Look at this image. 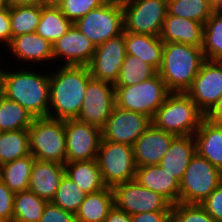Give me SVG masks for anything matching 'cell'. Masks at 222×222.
Returning a JSON list of instances; mask_svg holds the SVG:
<instances>
[{
    "mask_svg": "<svg viewBox=\"0 0 222 222\" xmlns=\"http://www.w3.org/2000/svg\"><path fill=\"white\" fill-rule=\"evenodd\" d=\"M9 65L10 62L5 61V69L2 72L1 94L7 99L19 103L33 117L48 116L50 100L49 68L44 67L43 70L46 69L47 71H42V67L39 70L34 66L32 68Z\"/></svg>",
    "mask_w": 222,
    "mask_h": 222,
    "instance_id": "obj_1",
    "label": "cell"
},
{
    "mask_svg": "<svg viewBox=\"0 0 222 222\" xmlns=\"http://www.w3.org/2000/svg\"><path fill=\"white\" fill-rule=\"evenodd\" d=\"M53 67L49 69L48 117L59 120L77 119L88 81L92 78L88 66L54 65Z\"/></svg>",
    "mask_w": 222,
    "mask_h": 222,
    "instance_id": "obj_2",
    "label": "cell"
},
{
    "mask_svg": "<svg viewBox=\"0 0 222 222\" xmlns=\"http://www.w3.org/2000/svg\"><path fill=\"white\" fill-rule=\"evenodd\" d=\"M205 60L200 47L177 42L164 43L158 75L170 92L186 93Z\"/></svg>",
    "mask_w": 222,
    "mask_h": 222,
    "instance_id": "obj_3",
    "label": "cell"
},
{
    "mask_svg": "<svg viewBox=\"0 0 222 222\" xmlns=\"http://www.w3.org/2000/svg\"><path fill=\"white\" fill-rule=\"evenodd\" d=\"M204 113L192 99L182 92H171L155 112L151 123L165 132L176 136L194 135Z\"/></svg>",
    "mask_w": 222,
    "mask_h": 222,
    "instance_id": "obj_4",
    "label": "cell"
},
{
    "mask_svg": "<svg viewBox=\"0 0 222 222\" xmlns=\"http://www.w3.org/2000/svg\"><path fill=\"white\" fill-rule=\"evenodd\" d=\"M30 153L35 159L66 163V135L64 120L34 117L28 129Z\"/></svg>",
    "mask_w": 222,
    "mask_h": 222,
    "instance_id": "obj_5",
    "label": "cell"
},
{
    "mask_svg": "<svg viewBox=\"0 0 222 222\" xmlns=\"http://www.w3.org/2000/svg\"><path fill=\"white\" fill-rule=\"evenodd\" d=\"M114 87L115 106L123 110L142 113L150 119L171 93L158 73L135 85Z\"/></svg>",
    "mask_w": 222,
    "mask_h": 222,
    "instance_id": "obj_6",
    "label": "cell"
},
{
    "mask_svg": "<svg viewBox=\"0 0 222 222\" xmlns=\"http://www.w3.org/2000/svg\"><path fill=\"white\" fill-rule=\"evenodd\" d=\"M73 24L95 46L118 37L124 31V12L121 1L108 0L102 6L90 10Z\"/></svg>",
    "mask_w": 222,
    "mask_h": 222,
    "instance_id": "obj_7",
    "label": "cell"
},
{
    "mask_svg": "<svg viewBox=\"0 0 222 222\" xmlns=\"http://www.w3.org/2000/svg\"><path fill=\"white\" fill-rule=\"evenodd\" d=\"M222 182V171L195 154L180 182L179 202L201 204Z\"/></svg>",
    "mask_w": 222,
    "mask_h": 222,
    "instance_id": "obj_8",
    "label": "cell"
},
{
    "mask_svg": "<svg viewBox=\"0 0 222 222\" xmlns=\"http://www.w3.org/2000/svg\"><path fill=\"white\" fill-rule=\"evenodd\" d=\"M96 161L107 187L134 180L137 165L133 146L101 139Z\"/></svg>",
    "mask_w": 222,
    "mask_h": 222,
    "instance_id": "obj_9",
    "label": "cell"
},
{
    "mask_svg": "<svg viewBox=\"0 0 222 222\" xmlns=\"http://www.w3.org/2000/svg\"><path fill=\"white\" fill-rule=\"evenodd\" d=\"M124 31L159 36L167 14V0H120Z\"/></svg>",
    "mask_w": 222,
    "mask_h": 222,
    "instance_id": "obj_10",
    "label": "cell"
},
{
    "mask_svg": "<svg viewBox=\"0 0 222 222\" xmlns=\"http://www.w3.org/2000/svg\"><path fill=\"white\" fill-rule=\"evenodd\" d=\"M112 190L114 205L130 216L143 212L172 211V205L164 197L135 180L118 184Z\"/></svg>",
    "mask_w": 222,
    "mask_h": 222,
    "instance_id": "obj_11",
    "label": "cell"
},
{
    "mask_svg": "<svg viewBox=\"0 0 222 222\" xmlns=\"http://www.w3.org/2000/svg\"><path fill=\"white\" fill-rule=\"evenodd\" d=\"M115 106L112 83L91 78L77 120L102 129Z\"/></svg>",
    "mask_w": 222,
    "mask_h": 222,
    "instance_id": "obj_12",
    "label": "cell"
},
{
    "mask_svg": "<svg viewBox=\"0 0 222 222\" xmlns=\"http://www.w3.org/2000/svg\"><path fill=\"white\" fill-rule=\"evenodd\" d=\"M3 50V53L6 50L5 55H7L6 53L8 52V54L11 55L9 57H6L7 62L8 59L12 57V60H14V62L19 63L16 64L13 62V65L15 64V66H20L21 63V66L29 65V67L34 66L38 67L39 69L46 65V68L49 67V69L51 68V66H54L52 44L38 35L36 32L21 34L16 37H12L10 43Z\"/></svg>",
    "mask_w": 222,
    "mask_h": 222,
    "instance_id": "obj_13",
    "label": "cell"
},
{
    "mask_svg": "<svg viewBox=\"0 0 222 222\" xmlns=\"http://www.w3.org/2000/svg\"><path fill=\"white\" fill-rule=\"evenodd\" d=\"M66 163L96 159L102 139L101 129L77 119L64 120Z\"/></svg>",
    "mask_w": 222,
    "mask_h": 222,
    "instance_id": "obj_14",
    "label": "cell"
},
{
    "mask_svg": "<svg viewBox=\"0 0 222 222\" xmlns=\"http://www.w3.org/2000/svg\"><path fill=\"white\" fill-rule=\"evenodd\" d=\"M150 124L151 119L146 115L114 106L101 129L102 139L133 146Z\"/></svg>",
    "mask_w": 222,
    "mask_h": 222,
    "instance_id": "obj_15",
    "label": "cell"
},
{
    "mask_svg": "<svg viewBox=\"0 0 222 222\" xmlns=\"http://www.w3.org/2000/svg\"><path fill=\"white\" fill-rule=\"evenodd\" d=\"M186 94L205 114L222 97V63L205 60Z\"/></svg>",
    "mask_w": 222,
    "mask_h": 222,
    "instance_id": "obj_16",
    "label": "cell"
},
{
    "mask_svg": "<svg viewBox=\"0 0 222 222\" xmlns=\"http://www.w3.org/2000/svg\"><path fill=\"white\" fill-rule=\"evenodd\" d=\"M126 56L124 31L118 37L112 38L96 46L94 55L87 65L92 78L116 83L120 68Z\"/></svg>",
    "mask_w": 222,
    "mask_h": 222,
    "instance_id": "obj_17",
    "label": "cell"
},
{
    "mask_svg": "<svg viewBox=\"0 0 222 222\" xmlns=\"http://www.w3.org/2000/svg\"><path fill=\"white\" fill-rule=\"evenodd\" d=\"M52 47L54 65L73 66H87L96 49L90 39L80 32L74 24L52 44Z\"/></svg>",
    "mask_w": 222,
    "mask_h": 222,
    "instance_id": "obj_18",
    "label": "cell"
},
{
    "mask_svg": "<svg viewBox=\"0 0 222 222\" xmlns=\"http://www.w3.org/2000/svg\"><path fill=\"white\" fill-rule=\"evenodd\" d=\"M175 137L151 123L133 144L137 167L158 165Z\"/></svg>",
    "mask_w": 222,
    "mask_h": 222,
    "instance_id": "obj_19",
    "label": "cell"
},
{
    "mask_svg": "<svg viewBox=\"0 0 222 222\" xmlns=\"http://www.w3.org/2000/svg\"><path fill=\"white\" fill-rule=\"evenodd\" d=\"M204 25L198 21L166 14L159 37L164 43L203 46Z\"/></svg>",
    "mask_w": 222,
    "mask_h": 222,
    "instance_id": "obj_20",
    "label": "cell"
},
{
    "mask_svg": "<svg viewBox=\"0 0 222 222\" xmlns=\"http://www.w3.org/2000/svg\"><path fill=\"white\" fill-rule=\"evenodd\" d=\"M134 180L160 194L171 205L179 202L180 183L159 165L137 167Z\"/></svg>",
    "mask_w": 222,
    "mask_h": 222,
    "instance_id": "obj_21",
    "label": "cell"
},
{
    "mask_svg": "<svg viewBox=\"0 0 222 222\" xmlns=\"http://www.w3.org/2000/svg\"><path fill=\"white\" fill-rule=\"evenodd\" d=\"M64 174L63 164L35 159L28 190L50 202Z\"/></svg>",
    "mask_w": 222,
    "mask_h": 222,
    "instance_id": "obj_22",
    "label": "cell"
},
{
    "mask_svg": "<svg viewBox=\"0 0 222 222\" xmlns=\"http://www.w3.org/2000/svg\"><path fill=\"white\" fill-rule=\"evenodd\" d=\"M195 154L196 145L193 135L176 136L158 165L180 183Z\"/></svg>",
    "mask_w": 222,
    "mask_h": 222,
    "instance_id": "obj_23",
    "label": "cell"
},
{
    "mask_svg": "<svg viewBox=\"0 0 222 222\" xmlns=\"http://www.w3.org/2000/svg\"><path fill=\"white\" fill-rule=\"evenodd\" d=\"M193 137L196 153L222 171V124L204 118Z\"/></svg>",
    "mask_w": 222,
    "mask_h": 222,
    "instance_id": "obj_24",
    "label": "cell"
},
{
    "mask_svg": "<svg viewBox=\"0 0 222 222\" xmlns=\"http://www.w3.org/2000/svg\"><path fill=\"white\" fill-rule=\"evenodd\" d=\"M126 54L141 58L157 71L161 66L164 42L159 36L124 31Z\"/></svg>",
    "mask_w": 222,
    "mask_h": 222,
    "instance_id": "obj_25",
    "label": "cell"
},
{
    "mask_svg": "<svg viewBox=\"0 0 222 222\" xmlns=\"http://www.w3.org/2000/svg\"><path fill=\"white\" fill-rule=\"evenodd\" d=\"M64 166L65 174L86 194L98 192L107 187L96 159L67 162Z\"/></svg>",
    "mask_w": 222,
    "mask_h": 222,
    "instance_id": "obj_26",
    "label": "cell"
},
{
    "mask_svg": "<svg viewBox=\"0 0 222 222\" xmlns=\"http://www.w3.org/2000/svg\"><path fill=\"white\" fill-rule=\"evenodd\" d=\"M114 206V194L110 187L89 193L75 214L77 222H104Z\"/></svg>",
    "mask_w": 222,
    "mask_h": 222,
    "instance_id": "obj_27",
    "label": "cell"
},
{
    "mask_svg": "<svg viewBox=\"0 0 222 222\" xmlns=\"http://www.w3.org/2000/svg\"><path fill=\"white\" fill-rule=\"evenodd\" d=\"M35 158L32 154L0 166V179L14 193L28 190Z\"/></svg>",
    "mask_w": 222,
    "mask_h": 222,
    "instance_id": "obj_28",
    "label": "cell"
},
{
    "mask_svg": "<svg viewBox=\"0 0 222 222\" xmlns=\"http://www.w3.org/2000/svg\"><path fill=\"white\" fill-rule=\"evenodd\" d=\"M48 202L30 190L16 192L12 222H40Z\"/></svg>",
    "mask_w": 222,
    "mask_h": 222,
    "instance_id": "obj_29",
    "label": "cell"
},
{
    "mask_svg": "<svg viewBox=\"0 0 222 222\" xmlns=\"http://www.w3.org/2000/svg\"><path fill=\"white\" fill-rule=\"evenodd\" d=\"M73 25L59 7L42 6L40 22L36 33L51 44L61 38Z\"/></svg>",
    "mask_w": 222,
    "mask_h": 222,
    "instance_id": "obj_30",
    "label": "cell"
},
{
    "mask_svg": "<svg viewBox=\"0 0 222 222\" xmlns=\"http://www.w3.org/2000/svg\"><path fill=\"white\" fill-rule=\"evenodd\" d=\"M34 117L19 103L0 93V131L28 130Z\"/></svg>",
    "mask_w": 222,
    "mask_h": 222,
    "instance_id": "obj_31",
    "label": "cell"
},
{
    "mask_svg": "<svg viewBox=\"0 0 222 222\" xmlns=\"http://www.w3.org/2000/svg\"><path fill=\"white\" fill-rule=\"evenodd\" d=\"M30 154L28 130L1 132L0 166Z\"/></svg>",
    "mask_w": 222,
    "mask_h": 222,
    "instance_id": "obj_32",
    "label": "cell"
},
{
    "mask_svg": "<svg viewBox=\"0 0 222 222\" xmlns=\"http://www.w3.org/2000/svg\"><path fill=\"white\" fill-rule=\"evenodd\" d=\"M213 11L212 0H167V14L198 21L203 25Z\"/></svg>",
    "mask_w": 222,
    "mask_h": 222,
    "instance_id": "obj_33",
    "label": "cell"
},
{
    "mask_svg": "<svg viewBox=\"0 0 222 222\" xmlns=\"http://www.w3.org/2000/svg\"><path fill=\"white\" fill-rule=\"evenodd\" d=\"M202 51L206 60L222 58V9H214L204 24Z\"/></svg>",
    "mask_w": 222,
    "mask_h": 222,
    "instance_id": "obj_34",
    "label": "cell"
},
{
    "mask_svg": "<svg viewBox=\"0 0 222 222\" xmlns=\"http://www.w3.org/2000/svg\"><path fill=\"white\" fill-rule=\"evenodd\" d=\"M157 73L158 71L154 67L141 58L126 54L114 86L135 85L154 77Z\"/></svg>",
    "mask_w": 222,
    "mask_h": 222,
    "instance_id": "obj_35",
    "label": "cell"
},
{
    "mask_svg": "<svg viewBox=\"0 0 222 222\" xmlns=\"http://www.w3.org/2000/svg\"><path fill=\"white\" fill-rule=\"evenodd\" d=\"M42 5L10 7V26L12 37L36 32L40 22Z\"/></svg>",
    "mask_w": 222,
    "mask_h": 222,
    "instance_id": "obj_36",
    "label": "cell"
},
{
    "mask_svg": "<svg viewBox=\"0 0 222 222\" xmlns=\"http://www.w3.org/2000/svg\"><path fill=\"white\" fill-rule=\"evenodd\" d=\"M86 195L74 181L64 174L51 202L75 215Z\"/></svg>",
    "mask_w": 222,
    "mask_h": 222,
    "instance_id": "obj_37",
    "label": "cell"
},
{
    "mask_svg": "<svg viewBox=\"0 0 222 222\" xmlns=\"http://www.w3.org/2000/svg\"><path fill=\"white\" fill-rule=\"evenodd\" d=\"M173 222H217L201 204L176 203L172 205Z\"/></svg>",
    "mask_w": 222,
    "mask_h": 222,
    "instance_id": "obj_38",
    "label": "cell"
},
{
    "mask_svg": "<svg viewBox=\"0 0 222 222\" xmlns=\"http://www.w3.org/2000/svg\"><path fill=\"white\" fill-rule=\"evenodd\" d=\"M107 1L108 0H64L58 7L69 21L75 23L90 10L102 6Z\"/></svg>",
    "mask_w": 222,
    "mask_h": 222,
    "instance_id": "obj_39",
    "label": "cell"
},
{
    "mask_svg": "<svg viewBox=\"0 0 222 222\" xmlns=\"http://www.w3.org/2000/svg\"><path fill=\"white\" fill-rule=\"evenodd\" d=\"M201 205L215 221L222 222V182Z\"/></svg>",
    "mask_w": 222,
    "mask_h": 222,
    "instance_id": "obj_40",
    "label": "cell"
},
{
    "mask_svg": "<svg viewBox=\"0 0 222 222\" xmlns=\"http://www.w3.org/2000/svg\"><path fill=\"white\" fill-rule=\"evenodd\" d=\"M14 194L0 179V222H12Z\"/></svg>",
    "mask_w": 222,
    "mask_h": 222,
    "instance_id": "obj_41",
    "label": "cell"
},
{
    "mask_svg": "<svg viewBox=\"0 0 222 222\" xmlns=\"http://www.w3.org/2000/svg\"><path fill=\"white\" fill-rule=\"evenodd\" d=\"M40 222H77L74 214L63 210L51 201L46 204Z\"/></svg>",
    "mask_w": 222,
    "mask_h": 222,
    "instance_id": "obj_42",
    "label": "cell"
},
{
    "mask_svg": "<svg viewBox=\"0 0 222 222\" xmlns=\"http://www.w3.org/2000/svg\"><path fill=\"white\" fill-rule=\"evenodd\" d=\"M11 39L10 7L7 6L0 11V47L2 50L10 43Z\"/></svg>",
    "mask_w": 222,
    "mask_h": 222,
    "instance_id": "obj_43",
    "label": "cell"
},
{
    "mask_svg": "<svg viewBox=\"0 0 222 222\" xmlns=\"http://www.w3.org/2000/svg\"><path fill=\"white\" fill-rule=\"evenodd\" d=\"M132 222H171L172 211L143 212L131 216Z\"/></svg>",
    "mask_w": 222,
    "mask_h": 222,
    "instance_id": "obj_44",
    "label": "cell"
},
{
    "mask_svg": "<svg viewBox=\"0 0 222 222\" xmlns=\"http://www.w3.org/2000/svg\"><path fill=\"white\" fill-rule=\"evenodd\" d=\"M204 118L215 124H222V97L204 114Z\"/></svg>",
    "mask_w": 222,
    "mask_h": 222,
    "instance_id": "obj_45",
    "label": "cell"
},
{
    "mask_svg": "<svg viewBox=\"0 0 222 222\" xmlns=\"http://www.w3.org/2000/svg\"><path fill=\"white\" fill-rule=\"evenodd\" d=\"M104 222H132L131 216L115 205L110 209Z\"/></svg>",
    "mask_w": 222,
    "mask_h": 222,
    "instance_id": "obj_46",
    "label": "cell"
},
{
    "mask_svg": "<svg viewBox=\"0 0 222 222\" xmlns=\"http://www.w3.org/2000/svg\"><path fill=\"white\" fill-rule=\"evenodd\" d=\"M7 6L18 7V6H30L39 3V0H6Z\"/></svg>",
    "mask_w": 222,
    "mask_h": 222,
    "instance_id": "obj_47",
    "label": "cell"
},
{
    "mask_svg": "<svg viewBox=\"0 0 222 222\" xmlns=\"http://www.w3.org/2000/svg\"><path fill=\"white\" fill-rule=\"evenodd\" d=\"M64 0H39V4L42 6L58 7Z\"/></svg>",
    "mask_w": 222,
    "mask_h": 222,
    "instance_id": "obj_48",
    "label": "cell"
},
{
    "mask_svg": "<svg viewBox=\"0 0 222 222\" xmlns=\"http://www.w3.org/2000/svg\"><path fill=\"white\" fill-rule=\"evenodd\" d=\"M1 54H2V55H1ZM3 54H4L3 52L0 53V55H1V56H0V62L3 63L2 66H3L4 63H5V60H3V59H4V57H3L4 55H3ZM1 58H3V59H1ZM3 61H4V62H3ZM2 66H1V64H0V93H1V83H2V72H3V69H4V68H1Z\"/></svg>",
    "mask_w": 222,
    "mask_h": 222,
    "instance_id": "obj_49",
    "label": "cell"
},
{
    "mask_svg": "<svg viewBox=\"0 0 222 222\" xmlns=\"http://www.w3.org/2000/svg\"><path fill=\"white\" fill-rule=\"evenodd\" d=\"M214 9H222V0H213Z\"/></svg>",
    "mask_w": 222,
    "mask_h": 222,
    "instance_id": "obj_50",
    "label": "cell"
},
{
    "mask_svg": "<svg viewBox=\"0 0 222 222\" xmlns=\"http://www.w3.org/2000/svg\"><path fill=\"white\" fill-rule=\"evenodd\" d=\"M7 7L6 0H0V11Z\"/></svg>",
    "mask_w": 222,
    "mask_h": 222,
    "instance_id": "obj_51",
    "label": "cell"
}]
</instances>
